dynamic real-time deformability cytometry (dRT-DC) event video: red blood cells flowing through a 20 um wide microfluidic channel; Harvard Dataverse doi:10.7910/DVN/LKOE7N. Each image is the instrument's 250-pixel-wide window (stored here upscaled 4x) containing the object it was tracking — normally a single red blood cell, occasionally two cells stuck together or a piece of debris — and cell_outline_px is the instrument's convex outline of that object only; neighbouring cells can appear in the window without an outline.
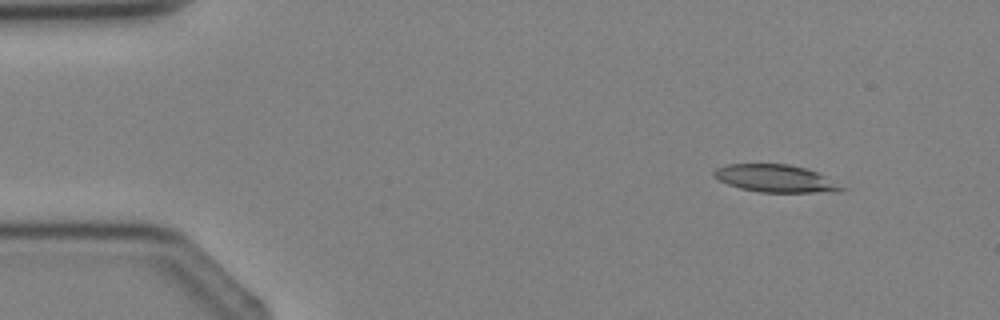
{"species": "Egyptian fruit bat (a non-hibernating species)", "species_latin": "Rousettus aegyptiacus", "temperature_condition": "cold", "stored_images_in_passage": 3, "camera_frame_rate_fps": 3000, "um_per_image_px": 0.085, "animal": {"sex": "female"}, "frame": {"image": 1, "passage_image": 1, "time_ms": 0.0, "image_size_px": [1000, 320], "cell_outline_px": [[848, 188], [840, 192], [760, 192], [740, 188], [728, 184], [712, 176], [712, 172], [716, 168], [728, 164], [788, 164], [804, 168], [816, 172]], "centroid_in_image_um": [65.93, 15.18], "position_along_channel_um": 19.1, "area_um2": 20.4}}